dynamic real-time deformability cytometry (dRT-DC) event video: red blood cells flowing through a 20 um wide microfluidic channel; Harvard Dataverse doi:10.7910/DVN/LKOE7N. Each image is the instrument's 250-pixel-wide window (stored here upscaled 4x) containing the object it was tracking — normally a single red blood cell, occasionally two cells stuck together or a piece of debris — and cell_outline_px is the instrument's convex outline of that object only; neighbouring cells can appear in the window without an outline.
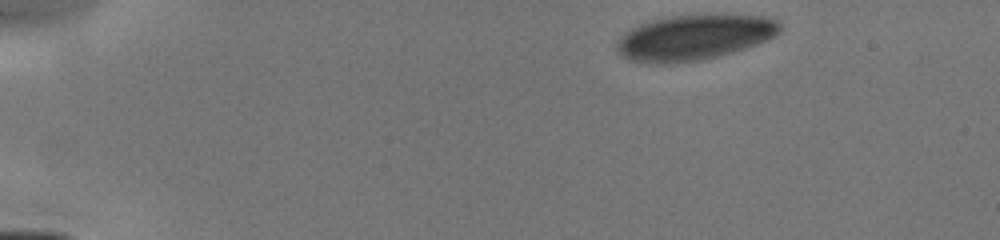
{"species": "human", "species_latin": "Homo sapiens", "temperature_condition": "cold", "stored_images_in_passage": 14, "camera_frame_rate_fps": 3000, "um_per_image_px": 0.085, "donor": {"sex": "male"}, "frame": {"image": 1, "passage_image": 1, "time_ms": 0.0, "image_size_px": [1000, 240], "cell_outline_px": [[780, 32], [756, 44], [720, 56], [700, 60], [672, 64], [652, 64], [628, 60], [616, 48], [616, 44], [632, 28], [640, 24], [652, 20], [668, 16], [704, 12], [724, 12], [764, 16], [780, 20]], "centroid_in_image_um": [59.07, 3.13], "position_along_channel_um": 25.9, "area_um2": 44.04}}
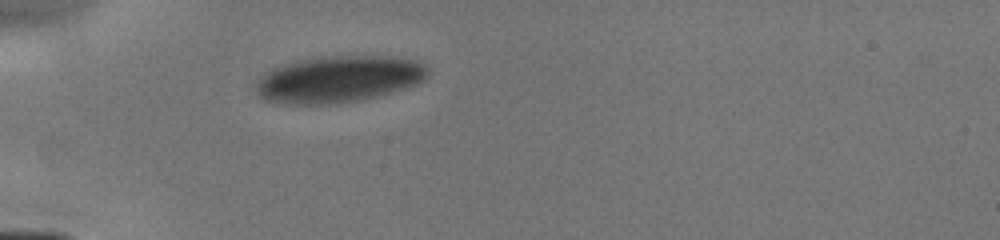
{"frame": {"image": 2, "passage_image": 7, "time_ms": 2.667, "image_size_px": [1000, 240], "cell_outline_px": [[428, 76], [424, 80], [408, 88], [380, 96], [360, 100], [336, 104], [284, 104], [264, 100], [256, 92], [256, 80], [264, 72], [272, 68], [284, 64], [300, 60], [320, 56], [392, 56], [420, 60], [428, 68]], "centroid_in_image_um": [28.81, 6.73], "position_along_channel_um": 56.2, "area_um2": 47.51}}
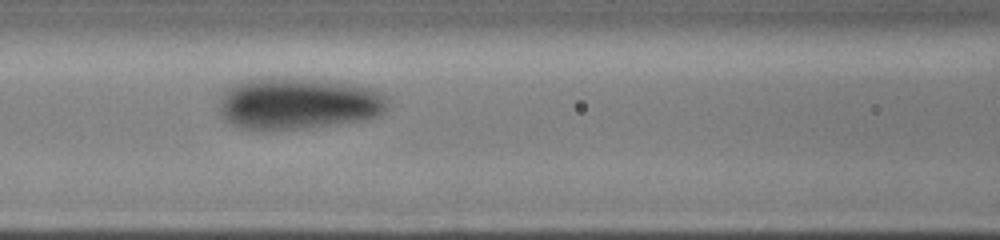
{"frame": {"image": 3, "passage_image": 12, "time_ms": 5.0, "image_size_px": [1000, 240], "cell_outline_px": [[388, 104], [384, 112], [380, 116], [364, 120], [296, 128], [240, 128], [224, 120], [220, 112], [220, 96], [232, 84], [240, 80], [260, 76], [304, 76], [352, 84], [372, 88], [384, 92], [388, 96]], "centroid_in_image_um": [25.36, 8.72], "position_along_channel_um": 141.2, "area_um2": 51.79}}